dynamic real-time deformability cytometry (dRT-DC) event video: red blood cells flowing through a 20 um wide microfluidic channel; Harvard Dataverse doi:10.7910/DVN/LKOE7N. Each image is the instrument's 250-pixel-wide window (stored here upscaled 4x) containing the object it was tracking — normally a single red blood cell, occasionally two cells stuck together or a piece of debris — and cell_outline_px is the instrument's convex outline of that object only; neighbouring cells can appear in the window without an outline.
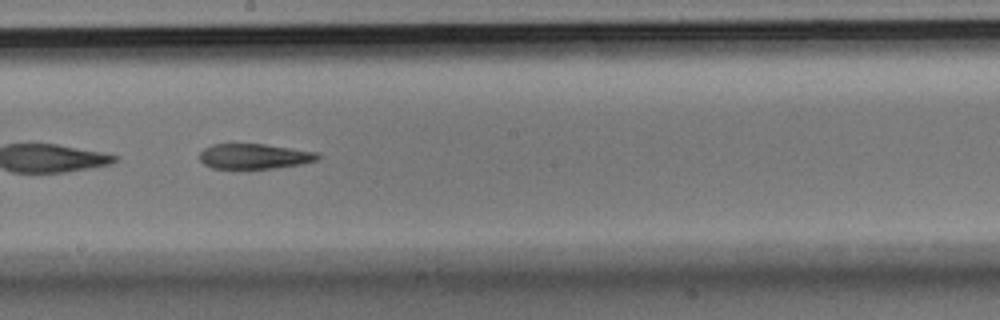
{"species": "Egyptian fruit bat (a non-hibernating species)", "species_latin": "Rousettus aegyptiacus", "temperature_condition": "room temperature", "stored_images_in_passage": 38, "camera_frame_rate_fps": 3000, "um_per_image_px": 0.085, "animal": {"sex": "male"}, "frame": {"image": 1, "passage_image": 17, "time_ms": 5.333, "image_size_px": [1000, 320], "cell_outline_px": [[320, 156], [316, 160], [300, 164], [276, 168], [212, 168], [204, 164], [200, 160], [200, 152], [204, 148], [212, 144], [264, 144], [320, 152]], "centroid_in_image_um": [21.63, 13.28], "position_along_channel_um": 226.6, "area_um2": 17.28}}